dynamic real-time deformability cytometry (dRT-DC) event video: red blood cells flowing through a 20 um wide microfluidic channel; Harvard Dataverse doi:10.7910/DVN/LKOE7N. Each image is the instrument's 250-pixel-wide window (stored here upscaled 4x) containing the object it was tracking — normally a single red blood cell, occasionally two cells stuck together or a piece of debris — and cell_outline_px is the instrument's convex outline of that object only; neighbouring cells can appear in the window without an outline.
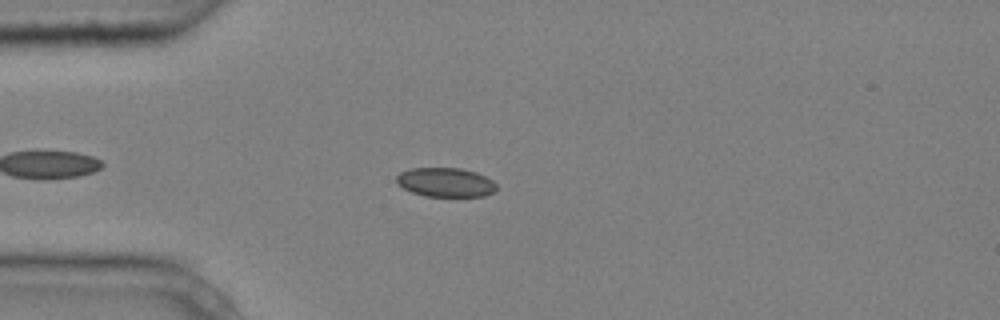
{"species": "common noctule bat (a hibernating species)", "species_latin": "Nyctalus noctula", "temperature_condition": "cold", "stored_images_in_passage": 4, "camera_frame_rate_fps": 3000, "um_per_image_px": 0.085, "animal": {"sex": "male", "body_mass_g": 20.4}, "frame": {"image": 1, "passage_image": 4, "time_ms": 1.0, "image_size_px": [1000, 320], "cell_outline_px": [[496, 192], [484, 196], [424, 196], [412, 192], [396, 184], [396, 176], [400, 172], [412, 168], [460, 168], [476, 172], [492, 180], [496, 184]], "centroid_in_image_um": [37.87, 15.5], "position_along_channel_um": 47.1, "area_um2": 17.05}}